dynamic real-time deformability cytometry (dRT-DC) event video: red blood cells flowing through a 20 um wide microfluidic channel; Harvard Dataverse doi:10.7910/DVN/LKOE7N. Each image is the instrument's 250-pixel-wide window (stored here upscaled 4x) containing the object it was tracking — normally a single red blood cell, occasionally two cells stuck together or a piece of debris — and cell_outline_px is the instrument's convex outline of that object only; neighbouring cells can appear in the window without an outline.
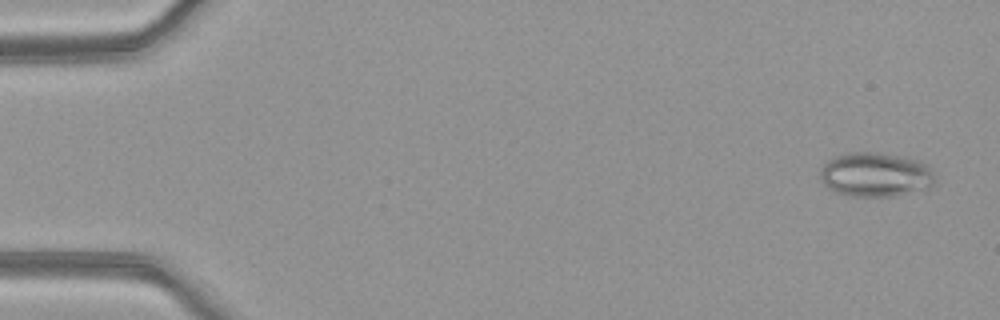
{"species": "common noctule bat (a hibernating species)", "species_latin": "Nyctalus noctula", "temperature_condition": "warm", "stored_images_in_passage": 52, "camera_frame_rate_fps": 3000, "um_per_image_px": 0.085, "animal": {"sex": "female", "body_mass_g": 21.9}, "frame": {"image": 1, "passage_image": 3, "time_ms": 0.667, "image_size_px": [1000, 320], "cell_outline_px": [[936, 188], [924, 192], [896, 196], [852, 196], [836, 192], [828, 188], [820, 180], [820, 172], [824, 164], [828, 160], [836, 156], [848, 152], [880, 152], [920, 160], [928, 164], [936, 176]], "centroid_in_image_um": [74.54, 14.86], "position_along_channel_um": 10.5, "area_um2": 30.63}}
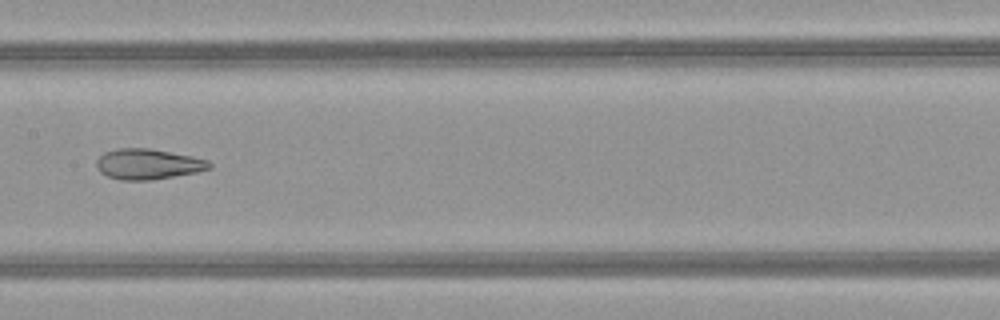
{"frame": {"image": 2, "passage_image": 27, "time_ms": 8.667, "image_size_px": [1000, 320], "cell_outline_px": [[212, 168], [196, 172], [152, 180], [120, 180], [108, 176], [100, 172], [96, 168], [96, 160], [104, 152], [116, 148], [148, 148], [192, 156], [208, 160], [212, 164]], "centroid_in_image_um": [12.56, 13.95], "position_along_channel_um": 194.8, "area_um2": 20.11}}
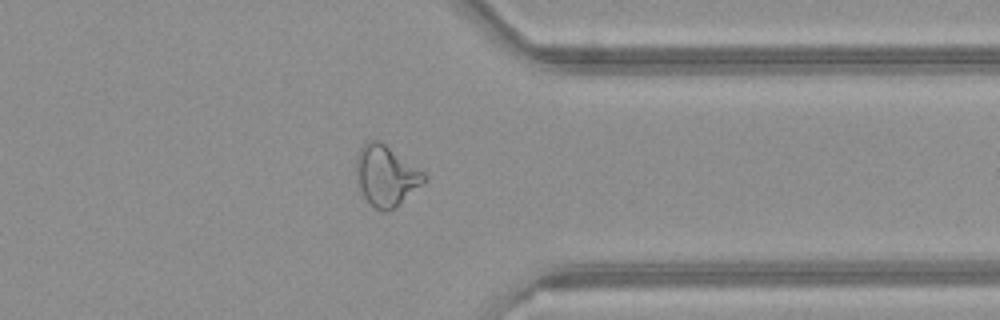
{"frame": {"image": 3, "passage_image": 41, "time_ms": 13.333, "image_size_px": [1000, 320], "cell_outline_px": [[424, 180], [420, 184], [388, 212], [384, 212], [368, 204], [360, 188], [356, 176], [356, 156], [360, 148], [368, 140], [380, 140], [424, 172]], "centroid_in_image_um": [32.75, 14.9], "position_along_channel_um": 378.7, "area_um2": 23.35}, "authors_computed_cell_mechanics": {"area_um2": 25.4898, "velocity_mm_per_s": 4.0707, "shape_relaxation_time_tau1_ms": null, "shape_relaxation_time_tau2_ms": 2.5604, "deformation_change_tau1": null, "deformation_change_tau2": 0.0968}}